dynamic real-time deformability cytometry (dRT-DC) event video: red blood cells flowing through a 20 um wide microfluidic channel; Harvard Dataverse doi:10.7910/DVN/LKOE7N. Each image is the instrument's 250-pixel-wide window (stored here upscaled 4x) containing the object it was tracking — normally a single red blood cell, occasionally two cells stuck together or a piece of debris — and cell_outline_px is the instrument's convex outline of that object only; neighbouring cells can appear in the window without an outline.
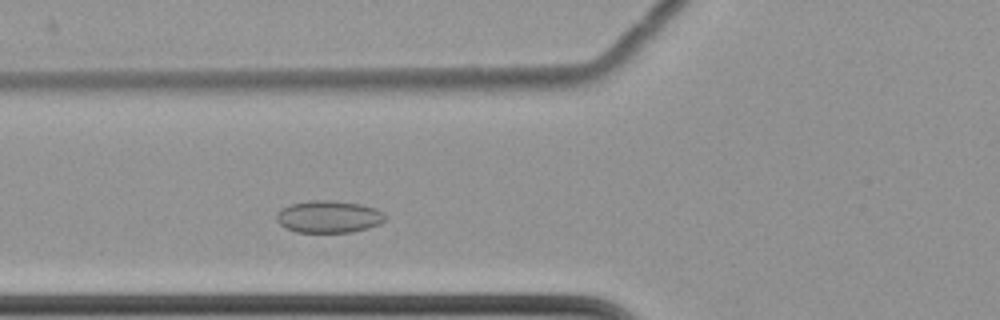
{"species": "common noctule bat (a hibernating species)", "species_latin": "Nyctalus noctula", "temperature_condition": "cold", "stored_images_in_passage": 46, "camera_frame_rate_fps": 3000, "um_per_image_px": 0.085, "animal": {"sex": "female", "body_mass_g": 22.7, "forearm_length_mm": 54.2}, "frame": {"image": 1, "passage_image": 15, "time_ms": 4.667, "image_size_px": [1000, 320], "cell_outline_px": [[384, 220], [380, 224], [368, 228], [352, 232], [296, 232], [284, 228], [276, 220], [276, 216], [280, 208], [292, 204], [308, 200], [328, 200], [360, 204], [376, 208], [384, 216]], "centroid_in_image_um": [27.89, 18.42], "position_along_channel_um": 97.9, "area_um2": 20.35}}
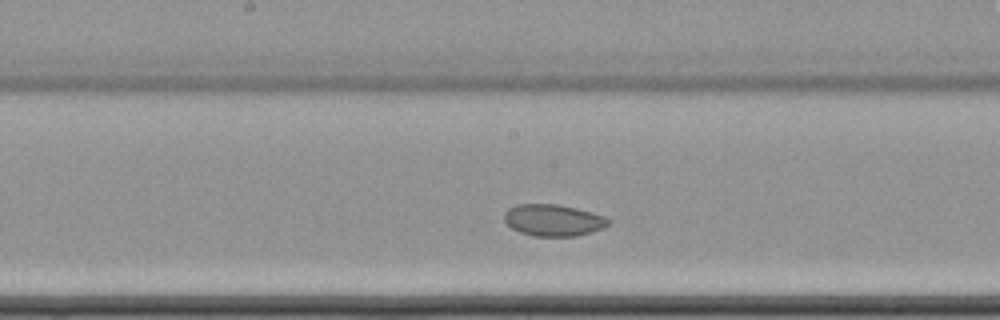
{"frame": {"image": 2, "passage_image": 24, "time_ms": 7.667, "image_size_px": [1000, 320], "cell_outline_px": [[608, 224], [604, 228], [592, 232], [576, 236], [532, 236], [520, 232], [512, 228], [504, 220], [504, 212], [508, 208], [516, 204], [556, 204], [576, 208], [592, 212], [604, 216], [608, 220]], "centroid_in_image_um": [47.01, 18.71], "position_along_channel_um": 201.2, "area_um2": 19.25}}
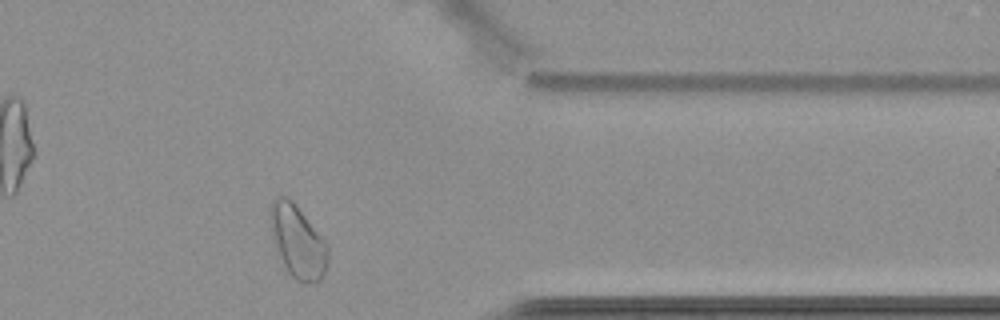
{"frame": {"image": 3, "passage_image": 41, "time_ms": 13.333, "image_size_px": [1000, 320], "cell_outline_px": [[328, 260], [324, 272], [320, 280], [316, 284], [296, 280], [288, 272], [276, 248], [272, 236], [268, 212], [268, 208], [272, 200], [276, 196], [284, 196], [292, 200], [328, 244]], "centroid_in_image_um": [25.29, 20.5], "position_along_channel_um": 386.1, "area_um2": 24.39}, "authors_computed_cell_mechanics": {"area_um2": 20.5479, "velocity_mm_per_s": 3.4432, "shape_relaxation_time_tau1_ms": null, "shape_relaxation_time_tau2_ms": 1.7832, "deformation_change_tau1": null, "deformation_change_tau2": 0.0394}}